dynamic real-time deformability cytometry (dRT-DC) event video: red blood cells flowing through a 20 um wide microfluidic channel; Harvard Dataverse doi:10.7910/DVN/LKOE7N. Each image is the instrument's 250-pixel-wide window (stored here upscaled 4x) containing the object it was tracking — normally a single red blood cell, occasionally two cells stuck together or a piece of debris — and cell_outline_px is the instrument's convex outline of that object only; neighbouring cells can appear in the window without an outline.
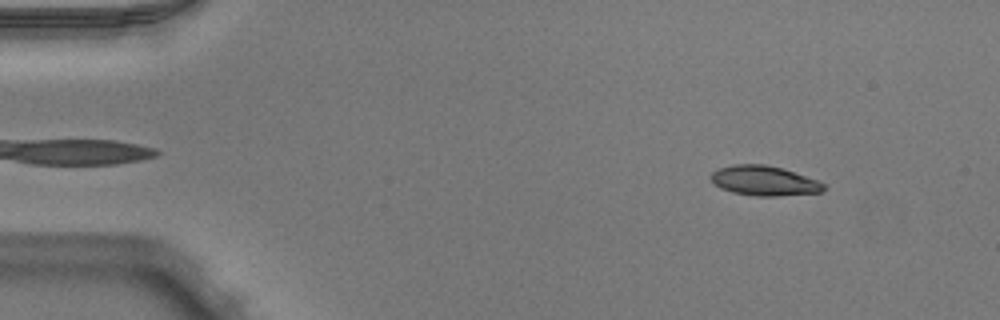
{"species": "Egyptian fruit bat (a non-hibernating species)", "species_latin": "Rousettus aegyptiacus", "temperature_condition": "warm", "stored_images_in_passage": 50, "camera_frame_rate_fps": 3000, "um_per_image_px": 0.085, "animal": {"sex": "male"}, "frame": {"image": 1, "passage_image": 5, "time_ms": 1.333, "image_size_px": [1000, 320], "cell_outline_px": [[824, 188], [820, 192], [776, 196], [756, 196], [732, 192], [720, 188], [708, 176], [712, 172], [720, 168], [732, 164], [764, 164], [780, 168], [820, 180], [824, 184]], "centroid_in_image_um": [64.93, 15.36], "position_along_channel_um": 20.1, "area_um2": 19.48}}
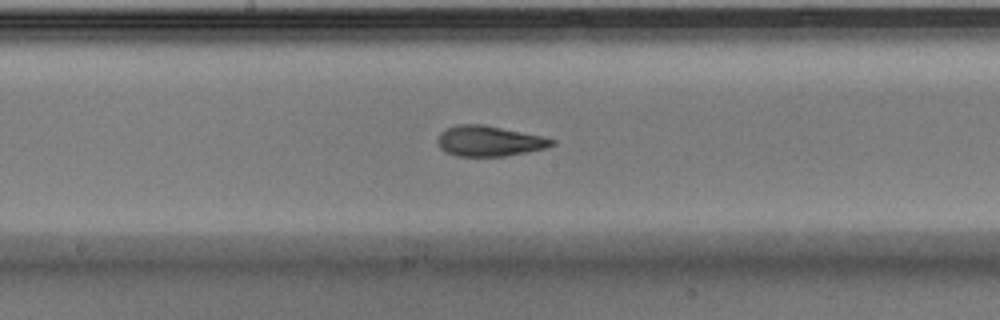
{"frame": {"image": 2, "passage_image": 26, "time_ms": 8.333, "image_size_px": [1000, 320], "cell_outline_px": [[556, 144], [544, 148], [504, 156], [456, 156], [444, 152], [440, 148], [436, 140], [440, 132], [456, 124], [484, 124], [540, 136], [556, 140]], "centroid_in_image_um": [41.52, 11.98], "position_along_channel_um": 206.7, "area_um2": 20.17}}
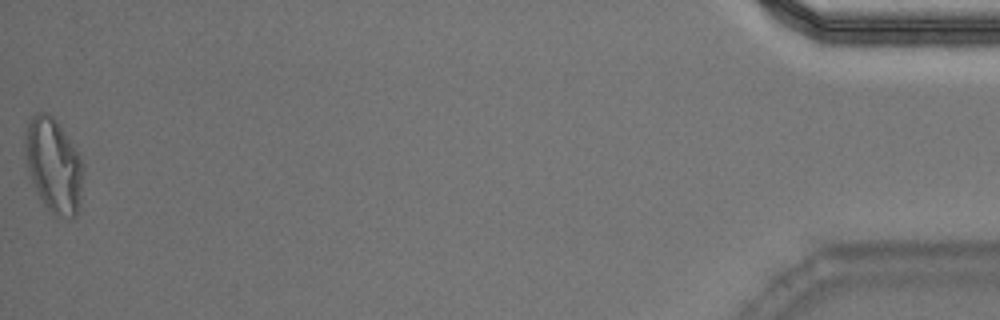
{"frame": {"image": 3, "passage_image": 50, "time_ms": 16.333, "image_size_px": [1000, 320], "cell_outline_px": [[84, 164], [80, 204], [76, 216], [72, 220], [56, 216], [44, 204], [36, 192], [28, 172], [24, 152], [24, 132], [32, 116], [36, 112], [44, 112], [52, 116], [56, 120], [80, 156]], "centroid_in_image_um": [4.55, 14.08], "position_along_channel_um": 430.6, "area_um2": 32.25}, "authors_computed_cell_mechanics": {"area_um2": 20.4034, "velocity_mm_per_s": 3.9791, "shape_relaxation_time_tau1_ms": 7.112, "shape_relaxation_time_tau2_ms": 1.6079, "deformation_change_tau1": 0.2248, "deformation_change_tau2": 0.0967}}